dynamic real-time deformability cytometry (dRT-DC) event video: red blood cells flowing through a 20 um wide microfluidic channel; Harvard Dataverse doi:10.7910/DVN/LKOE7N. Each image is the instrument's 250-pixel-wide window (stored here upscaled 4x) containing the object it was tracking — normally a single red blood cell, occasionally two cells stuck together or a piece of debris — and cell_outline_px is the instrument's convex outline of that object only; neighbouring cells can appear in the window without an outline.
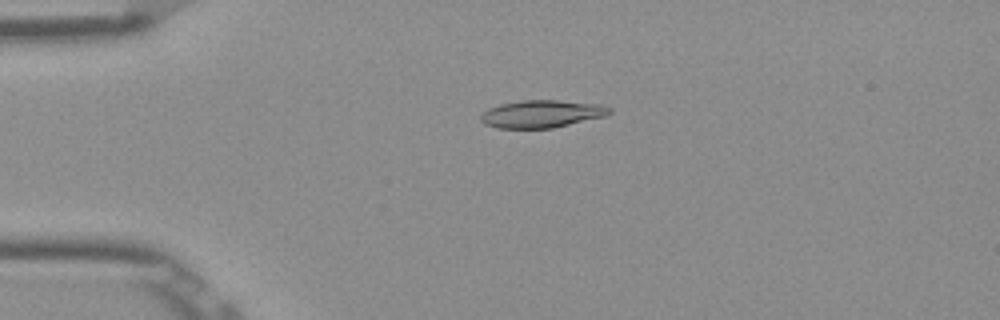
{"species": "Egyptian fruit bat (a non-hibernating species)", "species_latin": "Rousettus aegyptiacus", "temperature_condition": "room temperature", "stored_images_in_passage": 52, "camera_frame_rate_fps": 3000, "um_per_image_px": 0.085, "frame": {"image": 1, "passage_image": 12, "time_ms": 3.667, "image_size_px": [1000, 320], "cell_outline_px": [[612, 112], [608, 116], [552, 128], [496, 128], [484, 124], [480, 120], [480, 116], [488, 108], [500, 104], [520, 100], [560, 100], [600, 104], [612, 108]], "centroid_in_image_um": [46.07, 9.68], "position_along_channel_um": 38.9, "area_um2": 20.92}}
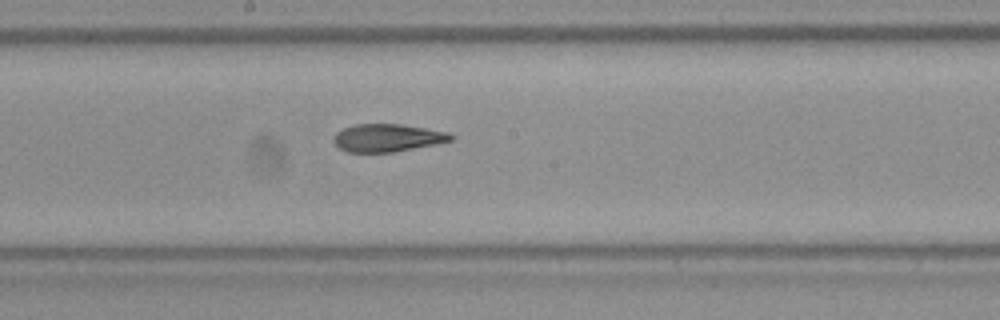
{"frame": {"image": 2, "passage_image": 28, "time_ms": 9.0, "image_size_px": [1000, 320], "cell_outline_px": [[456, 136], [452, 140], [436, 144], [392, 152], [348, 152], [340, 148], [332, 140], [336, 132], [352, 124], [400, 124], [448, 132]], "centroid_in_image_um": [32.93, 11.71], "position_along_channel_um": 215.3, "area_um2": 18.9}}
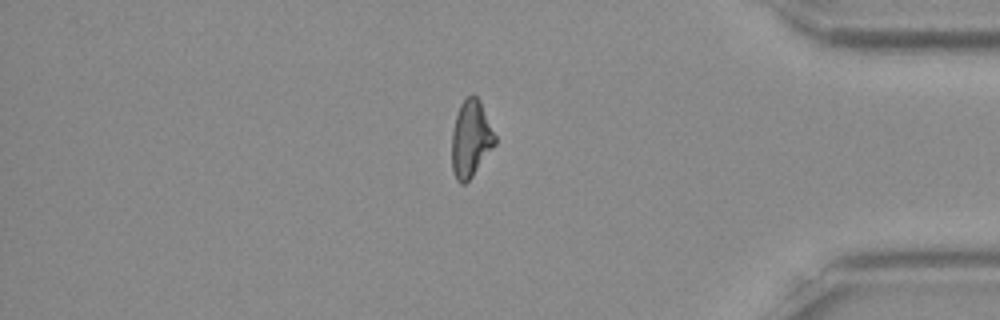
{"frame": {"image": 3, "passage_image": 44, "time_ms": 14.333, "image_size_px": [1000, 320], "cell_outline_px": [[496, 144], [472, 176], [464, 184], [460, 184], [456, 180], [452, 172], [452, 132], [456, 116], [460, 104], [472, 92], [480, 100], [496, 136]], "centroid_in_image_um": [40.02, 11.8], "position_along_channel_um": 395.2, "area_um2": 19.36}, "authors_computed_cell_mechanics": {"area_um2": 19.5364, "velocity_mm_per_s": 3.894, "shape_relaxation_time_tau1_ms": 10.7391, "shape_relaxation_time_tau2_ms": 3.1337, "deformation_change_tau1": 0.2729, "deformation_change_tau2": 0.1091}}